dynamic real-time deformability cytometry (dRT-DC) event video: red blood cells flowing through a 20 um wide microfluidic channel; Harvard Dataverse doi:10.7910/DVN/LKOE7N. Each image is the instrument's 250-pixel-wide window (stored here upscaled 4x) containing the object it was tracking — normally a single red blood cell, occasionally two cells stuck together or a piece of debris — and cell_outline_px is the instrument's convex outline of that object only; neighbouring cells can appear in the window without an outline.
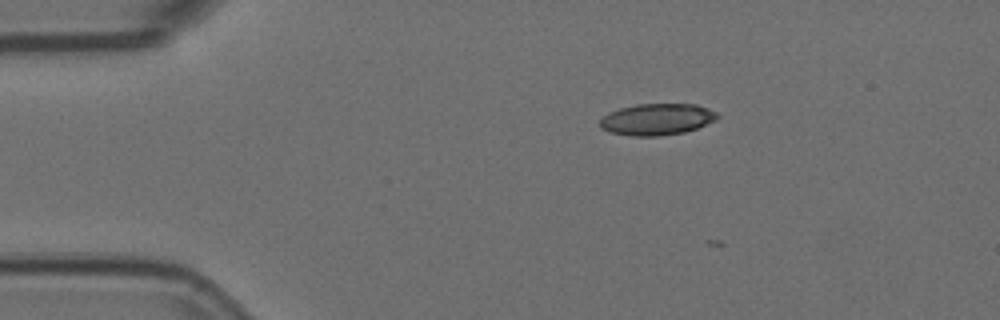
{"species": "Egyptian fruit bat (a non-hibernating species)", "species_latin": "Rousettus aegyptiacus", "temperature_condition": "room temperature", "stored_images_in_passage": 3, "camera_frame_rate_fps": 3000, "um_per_image_px": 0.085, "animal": {"sex": "female"}, "frame": {"image": 1, "passage_image": 1, "time_ms": 0.0, "image_size_px": [1000, 320], "cell_outline_px": [[720, 116], [716, 120], [696, 128], [684, 132], [660, 136], [632, 136], [612, 132], [600, 128], [600, 120], [608, 112], [620, 108], [636, 104], [696, 104], [708, 108], [716, 112]], "centroid_in_image_um": [55.85, 10.14], "position_along_channel_um": 29.2, "area_um2": 21.56}}